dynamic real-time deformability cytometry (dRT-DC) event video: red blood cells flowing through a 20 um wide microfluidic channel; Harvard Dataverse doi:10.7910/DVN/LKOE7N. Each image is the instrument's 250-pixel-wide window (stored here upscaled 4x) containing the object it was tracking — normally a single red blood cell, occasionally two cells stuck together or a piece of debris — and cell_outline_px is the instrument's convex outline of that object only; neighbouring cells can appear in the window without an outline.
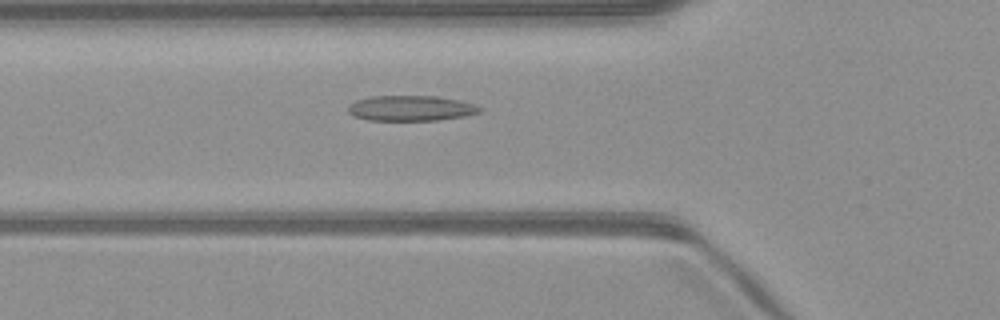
{"species": "common noctule bat (a hibernating species)", "species_latin": "Nyctalus noctula", "temperature_condition": "warm", "stored_images_in_passage": 38, "camera_frame_rate_fps": 3000, "um_per_image_px": 0.085, "animal": {"sex": "male", "body_mass_g": 23.1, "forearm_length_mm": 52.7}, "frame": {"image": 1, "passage_image": 9, "time_ms": 2.667, "image_size_px": [1000, 320], "cell_outline_px": [[484, 108], [480, 112], [464, 116], [436, 120], [368, 120], [356, 116], [348, 112], [348, 104], [356, 100], [372, 96], [436, 96], [456, 100], [472, 104]], "centroid_in_image_um": [34.9, 9.19], "position_along_channel_um": 90.9, "area_um2": 19.25}}
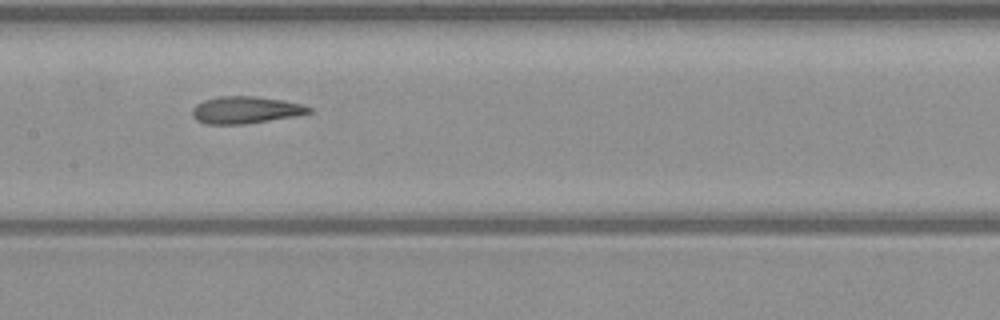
{"frame": {"image": 2, "passage_image": 16, "time_ms": 5.0, "image_size_px": [1000, 320], "cell_outline_px": [[312, 112], [296, 116], [244, 124], [204, 124], [196, 120], [192, 116], [192, 108], [196, 104], [204, 100], [220, 96], [252, 96], [284, 100], [300, 104], [312, 108]], "centroid_in_image_um": [20.84, 9.35], "position_along_channel_um": 186.6, "area_um2": 18.44}}
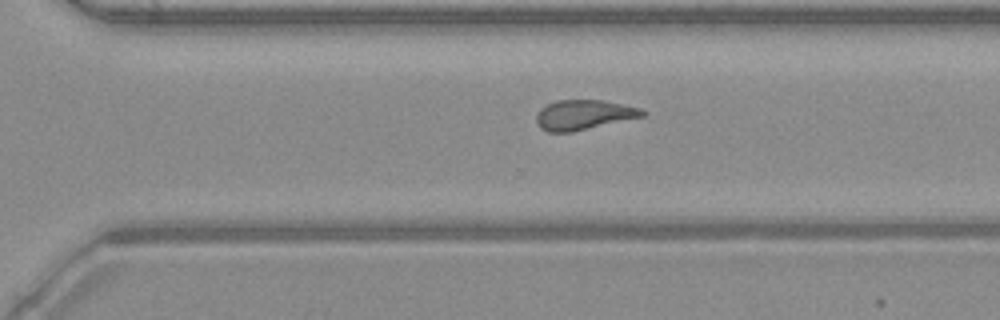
{"frame": {"image": 3, "passage_image": 26, "time_ms": 8.333, "image_size_px": [1000, 320], "cell_outline_px": [[648, 112], [644, 116], [572, 132], [548, 132], [540, 128], [536, 120], [536, 116], [540, 108], [556, 100], [600, 100], [624, 104], [640, 108]], "centroid_in_image_um": [49.62, 9.76], "position_along_channel_um": 321.0, "area_um2": 18.44}, "authors_computed_cell_mechanics": {"area_um2": 18.3515, "velocity_mm_per_s": 4.063, "shape_relaxation_time_tau1_ms": 6.1292, "shape_relaxation_time_tau2_ms": 2.4863, "deformation_change_tau1": 0.1677, "deformation_change_tau2": 0.1162}}